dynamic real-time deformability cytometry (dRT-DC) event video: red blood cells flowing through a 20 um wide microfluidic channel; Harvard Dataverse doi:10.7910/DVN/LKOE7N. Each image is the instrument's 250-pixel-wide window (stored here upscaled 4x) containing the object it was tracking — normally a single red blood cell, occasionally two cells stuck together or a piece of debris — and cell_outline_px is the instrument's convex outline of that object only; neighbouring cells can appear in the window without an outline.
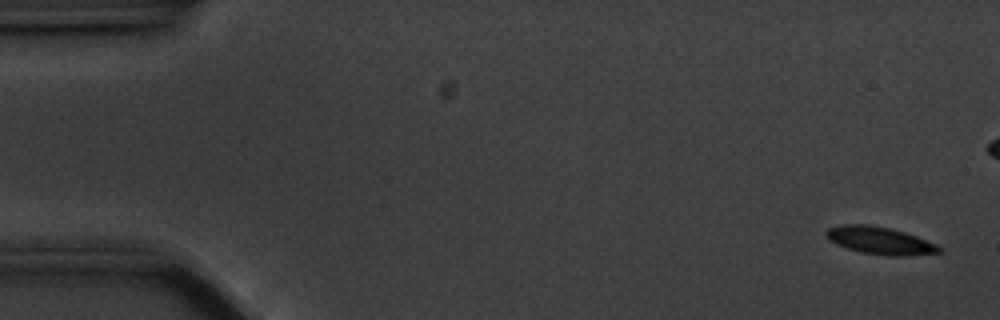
{"species": "common noctule bat (a hibernating species)", "species_latin": "Nyctalus noctula", "temperature_condition": "cold", "stored_images_in_passage": 11, "camera_frame_rate_fps": 3000, "um_per_image_px": 0.085, "animal": {"sex": "male", "body_mass_g": 20.1, "forearm_length_mm": 53.5}, "frame": {"image": 1, "passage_image": 2, "time_ms": 0.333, "image_size_px": [1000, 320], "cell_outline_px": [[944, 252], [904, 256], [888, 256], [860, 252], [836, 244], [828, 240], [824, 236], [824, 232], [828, 228], [844, 224], [868, 224], [892, 228], [916, 236], [936, 244], [944, 248]], "centroid_in_image_um": [74.79, 20.45], "position_along_channel_um": 10.2, "area_um2": 18.32}}